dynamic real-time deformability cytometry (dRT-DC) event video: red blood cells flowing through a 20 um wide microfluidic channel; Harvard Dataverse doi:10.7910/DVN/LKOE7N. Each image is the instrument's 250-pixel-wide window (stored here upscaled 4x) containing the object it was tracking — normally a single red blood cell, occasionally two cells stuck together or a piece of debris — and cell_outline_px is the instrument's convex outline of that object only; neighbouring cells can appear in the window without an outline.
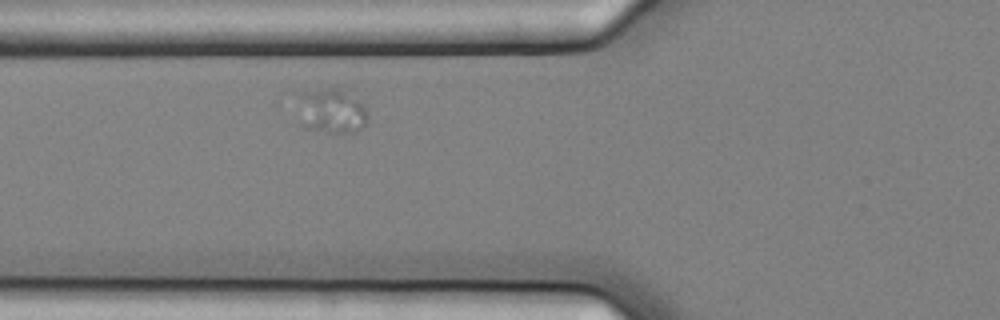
{"species": "common noctule bat (a hibernating species)", "species_latin": "Nyctalus noctula", "temperature_condition": "cold", "stored_images_in_passage": 2, "camera_frame_rate_fps": 3000, "um_per_image_px": 0.085, "animal": {"sex": "female", "body_mass_g": 25.1}, "frame": {"image": 1, "passage_image": 2, "time_ms": 0.333, "image_size_px": [1000, 320], "cell_outline_px": [[368, 120], [356, 132], [328, 132], [308, 128], [300, 124], [300, 92], [328, 88], [336, 88], [360, 104], [368, 112]], "centroid_in_image_um": [28.15, 9.46], "position_along_channel_um": 97.6, "area_um2": 17.51}}